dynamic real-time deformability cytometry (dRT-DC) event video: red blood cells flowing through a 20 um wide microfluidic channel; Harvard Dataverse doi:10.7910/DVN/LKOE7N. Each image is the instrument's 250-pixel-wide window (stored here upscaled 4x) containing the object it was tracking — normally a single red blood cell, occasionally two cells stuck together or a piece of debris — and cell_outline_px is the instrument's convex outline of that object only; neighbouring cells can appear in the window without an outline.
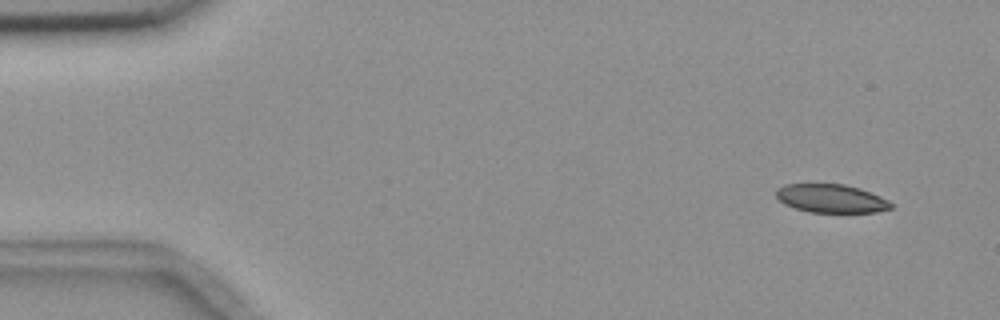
{"species": "common noctule bat (a hibernating species)", "species_latin": "Nyctalus noctula", "temperature_condition": "room temperature", "stored_images_in_passage": 5, "segment_of_instrument_passage": [1, 2], "camera_frame_rate_fps": 3000, "um_per_image_px": 0.085, "animal": {"sex": "female", "body_mass_g": 18.4}, "frame": {"image": 1, "passage_image": 1, "time_ms": 0.0, "image_size_px": [1000, 320], "cell_outline_px": [[896, 204], [892, 208], [876, 212], [808, 212], [784, 204], [776, 196], [776, 188], [784, 184], [844, 184], [860, 188], [880, 196]], "centroid_in_image_um": [70.67, 16.87], "position_along_channel_um": 14.3, "area_um2": 19.13}}
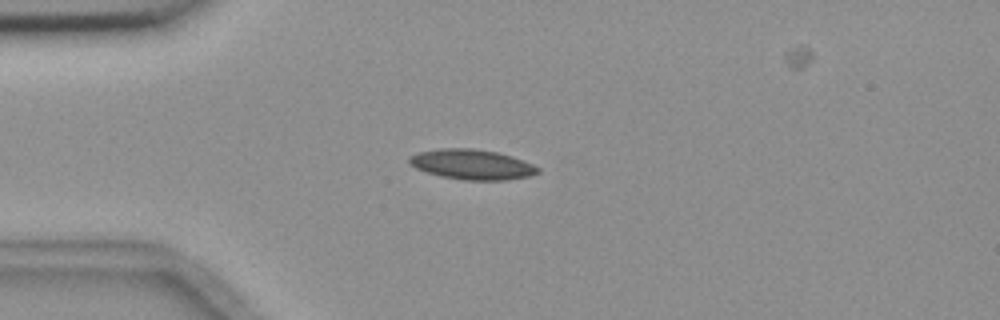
{"frame": {"image": 2, "passage_image": 4, "time_ms": 3.333, "image_size_px": [1000, 320], "cell_outline_px": [[540, 172], [528, 176], [504, 180], [464, 180], [440, 176], [416, 168], [408, 160], [408, 156], [416, 152], [440, 148], [476, 148], [496, 152], [512, 156], [532, 164], [540, 168]], "centroid_in_image_um": [40.1, 13.96], "position_along_channel_um": 44.9, "area_um2": 22.54}}